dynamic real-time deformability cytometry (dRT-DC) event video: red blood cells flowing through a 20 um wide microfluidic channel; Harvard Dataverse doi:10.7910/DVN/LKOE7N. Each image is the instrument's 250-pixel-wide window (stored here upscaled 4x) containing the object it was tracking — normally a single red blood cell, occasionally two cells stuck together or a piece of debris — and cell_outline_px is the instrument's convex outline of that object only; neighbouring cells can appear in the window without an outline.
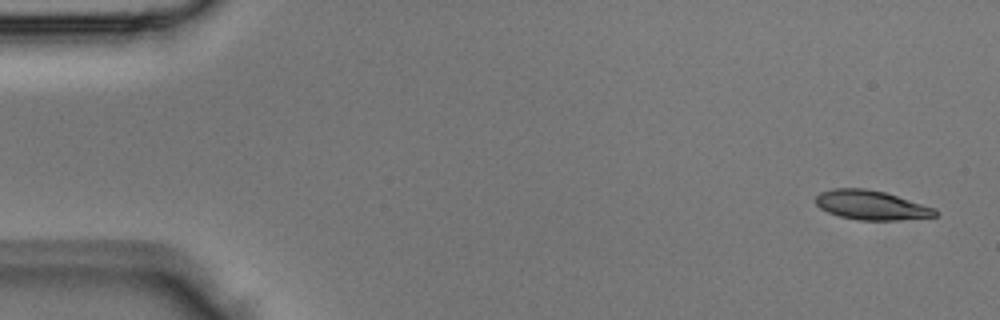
{"species": "Egyptian fruit bat (a non-hibernating species)", "species_latin": "Rousettus aegyptiacus", "temperature_condition": "room temperature", "stored_images_in_passage": 4, "camera_frame_rate_fps": 3000, "um_per_image_px": 0.085, "animal": {"sex": "male"}, "frame": {"image": 1, "passage_image": 1, "time_ms": 0.0, "image_size_px": [1000, 320], "cell_outline_px": [[940, 212], [936, 216], [896, 220], [860, 220], [840, 216], [828, 212], [820, 208], [816, 204], [816, 196], [820, 192], [832, 188], [864, 188], [884, 192], [936, 208]], "centroid_in_image_um": [74.06, 17.43], "position_along_channel_um": 10.9, "area_um2": 20.35}}
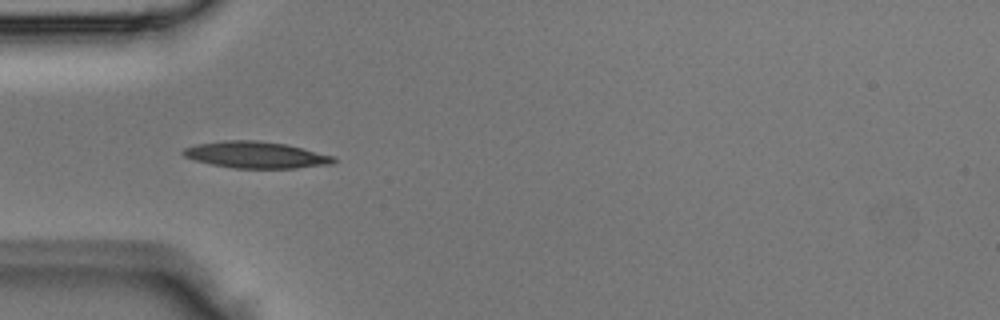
{"frame": {"image": 2, "passage_image": 4, "time_ms": 1.0, "image_size_px": [1000, 320], "cell_outline_px": [[336, 160], [332, 164], [296, 168], [236, 168], [212, 164], [196, 160], [184, 156], [180, 152], [184, 148], [196, 144], [224, 140], [256, 140], [284, 144], [336, 156]], "centroid_in_image_um": [21.76, 13.16], "position_along_channel_um": 63.2, "area_um2": 23.18}}